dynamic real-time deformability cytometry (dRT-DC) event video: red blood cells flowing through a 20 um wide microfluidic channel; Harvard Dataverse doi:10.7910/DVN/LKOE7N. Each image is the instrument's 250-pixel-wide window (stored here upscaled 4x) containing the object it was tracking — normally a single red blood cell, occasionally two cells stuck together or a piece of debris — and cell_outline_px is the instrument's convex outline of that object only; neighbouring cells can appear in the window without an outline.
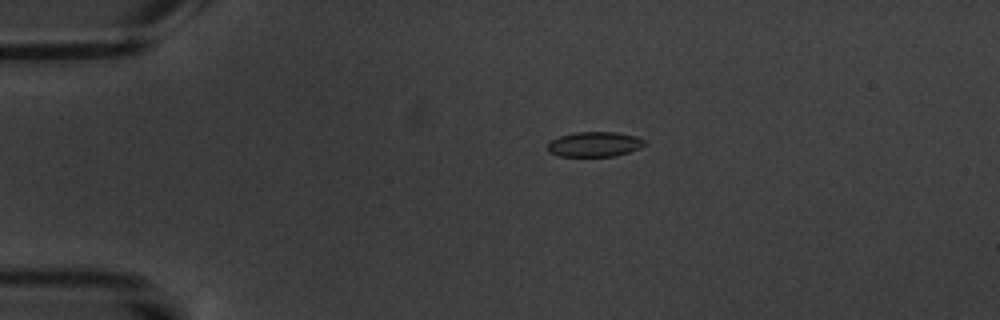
{"species": "common noctule bat (a hibernating species)", "species_latin": "Nyctalus noctula", "temperature_condition": "warm", "stored_images_in_passage": 12, "camera_frame_rate_fps": 3000, "um_per_image_px": 0.085, "animal": {"sex": "male", "body_mass_g": 20.1, "forearm_length_mm": 53.5}, "frame": {"image": 1, "passage_image": 4, "time_ms": 3.333, "image_size_px": [1000, 320], "cell_outline_px": [[644, 144], [640, 148], [616, 156], [560, 156], [548, 152], [548, 144], [552, 140], [560, 136], [576, 132], [616, 132], [636, 136], [644, 140]], "centroid_in_image_um": [50.53, 12.26], "position_along_channel_um": 34.5, "area_um2": 13.99}}
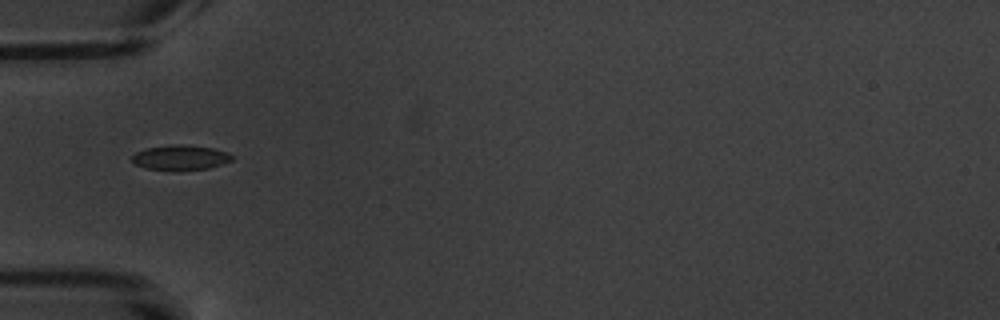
{"frame": {"image": 2, "passage_image": 6, "time_ms": 5.667, "image_size_px": [1000, 320], "cell_outline_px": [[232, 160], [224, 164], [208, 168], [172, 172], [144, 168], [136, 164], [132, 160], [132, 156], [136, 152], [144, 148], [172, 144], [184, 144], [212, 148], [228, 152], [232, 156]], "centroid_in_image_um": [15.32, 13.41], "position_along_channel_um": 69.7, "area_um2": 14.97}}